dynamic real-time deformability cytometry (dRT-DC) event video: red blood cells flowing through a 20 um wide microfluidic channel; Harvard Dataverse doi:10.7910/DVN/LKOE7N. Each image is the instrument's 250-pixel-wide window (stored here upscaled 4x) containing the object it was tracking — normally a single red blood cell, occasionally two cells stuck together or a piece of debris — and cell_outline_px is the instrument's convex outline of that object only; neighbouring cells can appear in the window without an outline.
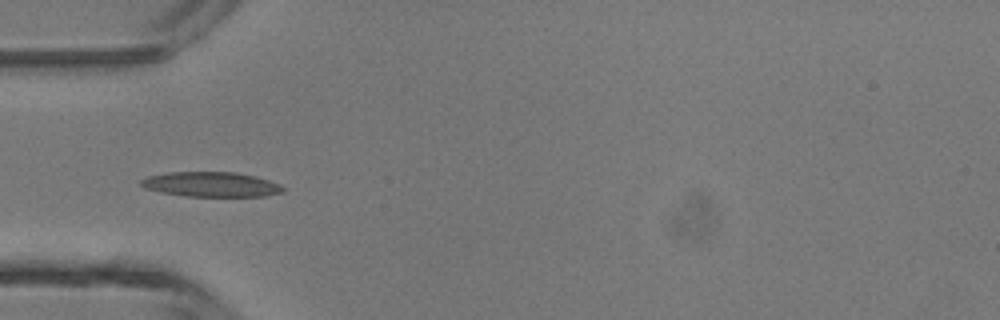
{"species": "common noctule bat (a hibernating species)", "species_latin": "Nyctalus noctula", "temperature_condition": "room temperature", "stored_images_in_passage": 5, "camera_frame_rate_fps": 3000, "um_per_image_px": 0.085, "animal": {"sex": "male", "body_mass_g": 13.3}, "frame": {"image": 1, "passage_image": 4, "time_ms": 1.0, "image_size_px": [1000, 320], "cell_outline_px": [[284, 192], [264, 196], [184, 196], [160, 192], [144, 188], [140, 184], [140, 180], [148, 176], [168, 172], [236, 172], [256, 176], [280, 184], [284, 188]], "centroid_in_image_um": [17.94, 15.67], "position_along_channel_um": 67.1, "area_um2": 20.63}}
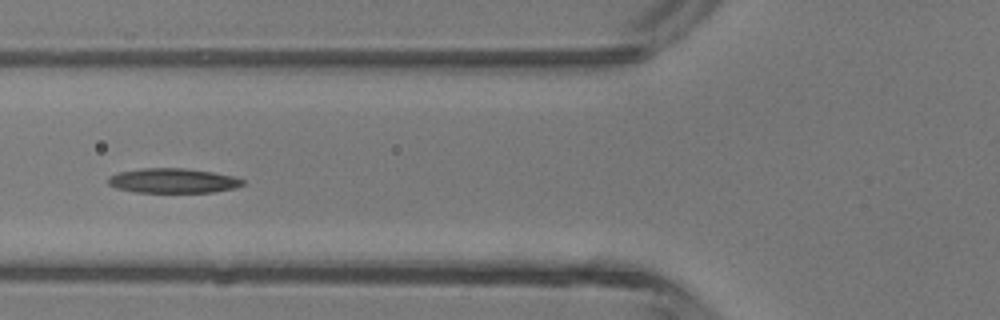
{"frame": {"image": 2, "passage_image": 5, "time_ms": 1.333, "image_size_px": [1000, 320], "cell_outline_px": [[244, 184], [236, 188], [212, 192], [136, 192], [116, 188], [108, 184], [108, 176], [120, 172], [140, 168], [184, 168], [212, 172], [232, 176], [244, 180]], "centroid_in_image_um": [14.69, 15.36], "position_along_channel_um": 111.1, "area_um2": 19.31}}